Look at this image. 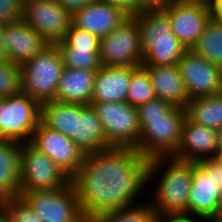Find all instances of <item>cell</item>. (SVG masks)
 Segmentation results:
<instances>
[{"label": "cell", "instance_id": "cell-17", "mask_svg": "<svg viewBox=\"0 0 222 222\" xmlns=\"http://www.w3.org/2000/svg\"><path fill=\"white\" fill-rule=\"evenodd\" d=\"M171 157L195 163L217 157L216 130L193 123L186 117L179 147Z\"/></svg>", "mask_w": 222, "mask_h": 222}, {"label": "cell", "instance_id": "cell-47", "mask_svg": "<svg viewBox=\"0 0 222 222\" xmlns=\"http://www.w3.org/2000/svg\"><path fill=\"white\" fill-rule=\"evenodd\" d=\"M188 1H206V0H188Z\"/></svg>", "mask_w": 222, "mask_h": 222}, {"label": "cell", "instance_id": "cell-38", "mask_svg": "<svg viewBox=\"0 0 222 222\" xmlns=\"http://www.w3.org/2000/svg\"><path fill=\"white\" fill-rule=\"evenodd\" d=\"M154 222H204V219L189 216H156Z\"/></svg>", "mask_w": 222, "mask_h": 222}, {"label": "cell", "instance_id": "cell-36", "mask_svg": "<svg viewBox=\"0 0 222 222\" xmlns=\"http://www.w3.org/2000/svg\"><path fill=\"white\" fill-rule=\"evenodd\" d=\"M65 10L72 14L92 3L94 0H56Z\"/></svg>", "mask_w": 222, "mask_h": 222}, {"label": "cell", "instance_id": "cell-35", "mask_svg": "<svg viewBox=\"0 0 222 222\" xmlns=\"http://www.w3.org/2000/svg\"><path fill=\"white\" fill-rule=\"evenodd\" d=\"M172 0H133V15L144 10L163 9Z\"/></svg>", "mask_w": 222, "mask_h": 222}, {"label": "cell", "instance_id": "cell-42", "mask_svg": "<svg viewBox=\"0 0 222 222\" xmlns=\"http://www.w3.org/2000/svg\"><path fill=\"white\" fill-rule=\"evenodd\" d=\"M220 197H219V205H218V219H222V186L219 188Z\"/></svg>", "mask_w": 222, "mask_h": 222}, {"label": "cell", "instance_id": "cell-29", "mask_svg": "<svg viewBox=\"0 0 222 222\" xmlns=\"http://www.w3.org/2000/svg\"><path fill=\"white\" fill-rule=\"evenodd\" d=\"M64 67L71 69H87L97 71L101 66L100 52L88 50H73L72 48H59Z\"/></svg>", "mask_w": 222, "mask_h": 222}, {"label": "cell", "instance_id": "cell-9", "mask_svg": "<svg viewBox=\"0 0 222 222\" xmlns=\"http://www.w3.org/2000/svg\"><path fill=\"white\" fill-rule=\"evenodd\" d=\"M103 66H140L143 60L138 20L130 15L112 32L100 39Z\"/></svg>", "mask_w": 222, "mask_h": 222}, {"label": "cell", "instance_id": "cell-20", "mask_svg": "<svg viewBox=\"0 0 222 222\" xmlns=\"http://www.w3.org/2000/svg\"><path fill=\"white\" fill-rule=\"evenodd\" d=\"M148 70L156 98L185 108L190 100L177 65L144 66Z\"/></svg>", "mask_w": 222, "mask_h": 222}, {"label": "cell", "instance_id": "cell-18", "mask_svg": "<svg viewBox=\"0 0 222 222\" xmlns=\"http://www.w3.org/2000/svg\"><path fill=\"white\" fill-rule=\"evenodd\" d=\"M220 191L216 183L197 163L193 162L192 183L188 194V216L218 219Z\"/></svg>", "mask_w": 222, "mask_h": 222}, {"label": "cell", "instance_id": "cell-2", "mask_svg": "<svg viewBox=\"0 0 222 222\" xmlns=\"http://www.w3.org/2000/svg\"><path fill=\"white\" fill-rule=\"evenodd\" d=\"M140 136L138 151L149 159L171 157L181 140L185 108L155 98L137 107Z\"/></svg>", "mask_w": 222, "mask_h": 222}, {"label": "cell", "instance_id": "cell-14", "mask_svg": "<svg viewBox=\"0 0 222 222\" xmlns=\"http://www.w3.org/2000/svg\"><path fill=\"white\" fill-rule=\"evenodd\" d=\"M190 99L222 93V69L187 50L177 64Z\"/></svg>", "mask_w": 222, "mask_h": 222}, {"label": "cell", "instance_id": "cell-5", "mask_svg": "<svg viewBox=\"0 0 222 222\" xmlns=\"http://www.w3.org/2000/svg\"><path fill=\"white\" fill-rule=\"evenodd\" d=\"M19 67L20 91L37 99L40 103L55 100L64 68L62 53L57 44H49Z\"/></svg>", "mask_w": 222, "mask_h": 222}, {"label": "cell", "instance_id": "cell-8", "mask_svg": "<svg viewBox=\"0 0 222 222\" xmlns=\"http://www.w3.org/2000/svg\"><path fill=\"white\" fill-rule=\"evenodd\" d=\"M43 222H83L80 203L71 180L61 189L20 192Z\"/></svg>", "mask_w": 222, "mask_h": 222}, {"label": "cell", "instance_id": "cell-31", "mask_svg": "<svg viewBox=\"0 0 222 222\" xmlns=\"http://www.w3.org/2000/svg\"><path fill=\"white\" fill-rule=\"evenodd\" d=\"M0 205L5 210L9 222H43L22 196L1 200Z\"/></svg>", "mask_w": 222, "mask_h": 222}, {"label": "cell", "instance_id": "cell-10", "mask_svg": "<svg viewBox=\"0 0 222 222\" xmlns=\"http://www.w3.org/2000/svg\"><path fill=\"white\" fill-rule=\"evenodd\" d=\"M70 179L45 153L30 142L22 143L20 192L63 188Z\"/></svg>", "mask_w": 222, "mask_h": 222}, {"label": "cell", "instance_id": "cell-21", "mask_svg": "<svg viewBox=\"0 0 222 222\" xmlns=\"http://www.w3.org/2000/svg\"><path fill=\"white\" fill-rule=\"evenodd\" d=\"M97 71L64 67L59 79L55 100L90 105Z\"/></svg>", "mask_w": 222, "mask_h": 222}, {"label": "cell", "instance_id": "cell-37", "mask_svg": "<svg viewBox=\"0 0 222 222\" xmlns=\"http://www.w3.org/2000/svg\"><path fill=\"white\" fill-rule=\"evenodd\" d=\"M210 18L222 22V0H206Z\"/></svg>", "mask_w": 222, "mask_h": 222}, {"label": "cell", "instance_id": "cell-25", "mask_svg": "<svg viewBox=\"0 0 222 222\" xmlns=\"http://www.w3.org/2000/svg\"><path fill=\"white\" fill-rule=\"evenodd\" d=\"M185 111L191 122L216 130L222 127V93L190 99Z\"/></svg>", "mask_w": 222, "mask_h": 222}, {"label": "cell", "instance_id": "cell-30", "mask_svg": "<svg viewBox=\"0 0 222 222\" xmlns=\"http://www.w3.org/2000/svg\"><path fill=\"white\" fill-rule=\"evenodd\" d=\"M59 48H72L73 50H88L89 52H100V38L73 25L61 42L57 43Z\"/></svg>", "mask_w": 222, "mask_h": 222}, {"label": "cell", "instance_id": "cell-28", "mask_svg": "<svg viewBox=\"0 0 222 222\" xmlns=\"http://www.w3.org/2000/svg\"><path fill=\"white\" fill-rule=\"evenodd\" d=\"M155 98L148 70L143 65L131 66V79L126 102L138 107Z\"/></svg>", "mask_w": 222, "mask_h": 222}, {"label": "cell", "instance_id": "cell-3", "mask_svg": "<svg viewBox=\"0 0 222 222\" xmlns=\"http://www.w3.org/2000/svg\"><path fill=\"white\" fill-rule=\"evenodd\" d=\"M160 169L162 172L159 173ZM157 174L159 176H156ZM192 174L193 162L181 161L172 157L150 159L147 186H150L151 181L152 185L155 177L159 179L156 178L158 184H156L157 187L154 186L155 192L153 198L149 199V203L158 216H188V194Z\"/></svg>", "mask_w": 222, "mask_h": 222}, {"label": "cell", "instance_id": "cell-46", "mask_svg": "<svg viewBox=\"0 0 222 222\" xmlns=\"http://www.w3.org/2000/svg\"><path fill=\"white\" fill-rule=\"evenodd\" d=\"M83 222H92L91 220L85 219Z\"/></svg>", "mask_w": 222, "mask_h": 222}, {"label": "cell", "instance_id": "cell-11", "mask_svg": "<svg viewBox=\"0 0 222 222\" xmlns=\"http://www.w3.org/2000/svg\"><path fill=\"white\" fill-rule=\"evenodd\" d=\"M49 43L61 42L70 31L72 13L56 0H30L23 3L22 18Z\"/></svg>", "mask_w": 222, "mask_h": 222}, {"label": "cell", "instance_id": "cell-27", "mask_svg": "<svg viewBox=\"0 0 222 222\" xmlns=\"http://www.w3.org/2000/svg\"><path fill=\"white\" fill-rule=\"evenodd\" d=\"M98 215L92 222H154L157 214L147 201Z\"/></svg>", "mask_w": 222, "mask_h": 222}, {"label": "cell", "instance_id": "cell-33", "mask_svg": "<svg viewBox=\"0 0 222 222\" xmlns=\"http://www.w3.org/2000/svg\"><path fill=\"white\" fill-rule=\"evenodd\" d=\"M22 0H0V23L6 24L22 18Z\"/></svg>", "mask_w": 222, "mask_h": 222}, {"label": "cell", "instance_id": "cell-26", "mask_svg": "<svg viewBox=\"0 0 222 222\" xmlns=\"http://www.w3.org/2000/svg\"><path fill=\"white\" fill-rule=\"evenodd\" d=\"M191 50L222 69V22L210 19Z\"/></svg>", "mask_w": 222, "mask_h": 222}, {"label": "cell", "instance_id": "cell-13", "mask_svg": "<svg viewBox=\"0 0 222 222\" xmlns=\"http://www.w3.org/2000/svg\"><path fill=\"white\" fill-rule=\"evenodd\" d=\"M163 10L170 18L173 34L191 50L210 21L206 1L172 0Z\"/></svg>", "mask_w": 222, "mask_h": 222}, {"label": "cell", "instance_id": "cell-24", "mask_svg": "<svg viewBox=\"0 0 222 222\" xmlns=\"http://www.w3.org/2000/svg\"><path fill=\"white\" fill-rule=\"evenodd\" d=\"M85 105L57 100L41 103L40 122L47 128L70 137L75 134L76 115Z\"/></svg>", "mask_w": 222, "mask_h": 222}, {"label": "cell", "instance_id": "cell-23", "mask_svg": "<svg viewBox=\"0 0 222 222\" xmlns=\"http://www.w3.org/2000/svg\"><path fill=\"white\" fill-rule=\"evenodd\" d=\"M70 138L85 154L105 149V131L92 105H85L77 113L75 134Z\"/></svg>", "mask_w": 222, "mask_h": 222}, {"label": "cell", "instance_id": "cell-41", "mask_svg": "<svg viewBox=\"0 0 222 222\" xmlns=\"http://www.w3.org/2000/svg\"><path fill=\"white\" fill-rule=\"evenodd\" d=\"M217 157L222 153V127L216 129Z\"/></svg>", "mask_w": 222, "mask_h": 222}, {"label": "cell", "instance_id": "cell-44", "mask_svg": "<svg viewBox=\"0 0 222 222\" xmlns=\"http://www.w3.org/2000/svg\"><path fill=\"white\" fill-rule=\"evenodd\" d=\"M204 222H222V219H205Z\"/></svg>", "mask_w": 222, "mask_h": 222}, {"label": "cell", "instance_id": "cell-7", "mask_svg": "<svg viewBox=\"0 0 222 222\" xmlns=\"http://www.w3.org/2000/svg\"><path fill=\"white\" fill-rule=\"evenodd\" d=\"M105 131V148L130 147L138 150L140 123L137 107L128 102L90 103Z\"/></svg>", "mask_w": 222, "mask_h": 222}, {"label": "cell", "instance_id": "cell-15", "mask_svg": "<svg viewBox=\"0 0 222 222\" xmlns=\"http://www.w3.org/2000/svg\"><path fill=\"white\" fill-rule=\"evenodd\" d=\"M129 16L118 6L102 0H94L72 14V24L77 29L85 30L102 39Z\"/></svg>", "mask_w": 222, "mask_h": 222}, {"label": "cell", "instance_id": "cell-32", "mask_svg": "<svg viewBox=\"0 0 222 222\" xmlns=\"http://www.w3.org/2000/svg\"><path fill=\"white\" fill-rule=\"evenodd\" d=\"M20 67L6 59L0 60V98L20 91Z\"/></svg>", "mask_w": 222, "mask_h": 222}, {"label": "cell", "instance_id": "cell-40", "mask_svg": "<svg viewBox=\"0 0 222 222\" xmlns=\"http://www.w3.org/2000/svg\"><path fill=\"white\" fill-rule=\"evenodd\" d=\"M4 27L5 24L0 23V60L6 59Z\"/></svg>", "mask_w": 222, "mask_h": 222}, {"label": "cell", "instance_id": "cell-1", "mask_svg": "<svg viewBox=\"0 0 222 222\" xmlns=\"http://www.w3.org/2000/svg\"><path fill=\"white\" fill-rule=\"evenodd\" d=\"M150 159L130 147H108L85 155L71 179L83 216L88 220L136 205L146 190Z\"/></svg>", "mask_w": 222, "mask_h": 222}, {"label": "cell", "instance_id": "cell-4", "mask_svg": "<svg viewBox=\"0 0 222 222\" xmlns=\"http://www.w3.org/2000/svg\"><path fill=\"white\" fill-rule=\"evenodd\" d=\"M134 16L140 29L141 65H177L187 49L173 34L168 14L163 9H155L144 10Z\"/></svg>", "mask_w": 222, "mask_h": 222}, {"label": "cell", "instance_id": "cell-12", "mask_svg": "<svg viewBox=\"0 0 222 222\" xmlns=\"http://www.w3.org/2000/svg\"><path fill=\"white\" fill-rule=\"evenodd\" d=\"M30 143L51 158L70 180L79 171L86 155L70 137L47 128L41 122Z\"/></svg>", "mask_w": 222, "mask_h": 222}, {"label": "cell", "instance_id": "cell-22", "mask_svg": "<svg viewBox=\"0 0 222 222\" xmlns=\"http://www.w3.org/2000/svg\"><path fill=\"white\" fill-rule=\"evenodd\" d=\"M22 143L0 139V201L20 196Z\"/></svg>", "mask_w": 222, "mask_h": 222}, {"label": "cell", "instance_id": "cell-45", "mask_svg": "<svg viewBox=\"0 0 222 222\" xmlns=\"http://www.w3.org/2000/svg\"><path fill=\"white\" fill-rule=\"evenodd\" d=\"M218 158L222 161V153L218 156Z\"/></svg>", "mask_w": 222, "mask_h": 222}, {"label": "cell", "instance_id": "cell-6", "mask_svg": "<svg viewBox=\"0 0 222 222\" xmlns=\"http://www.w3.org/2000/svg\"><path fill=\"white\" fill-rule=\"evenodd\" d=\"M40 117L41 103L22 91L0 98V139L30 142Z\"/></svg>", "mask_w": 222, "mask_h": 222}, {"label": "cell", "instance_id": "cell-34", "mask_svg": "<svg viewBox=\"0 0 222 222\" xmlns=\"http://www.w3.org/2000/svg\"><path fill=\"white\" fill-rule=\"evenodd\" d=\"M197 164L208 174L218 188L222 186V161L218 157L198 161Z\"/></svg>", "mask_w": 222, "mask_h": 222}, {"label": "cell", "instance_id": "cell-16", "mask_svg": "<svg viewBox=\"0 0 222 222\" xmlns=\"http://www.w3.org/2000/svg\"><path fill=\"white\" fill-rule=\"evenodd\" d=\"M6 60L20 66L40 53L49 43L22 19L8 22L4 27Z\"/></svg>", "mask_w": 222, "mask_h": 222}, {"label": "cell", "instance_id": "cell-39", "mask_svg": "<svg viewBox=\"0 0 222 222\" xmlns=\"http://www.w3.org/2000/svg\"><path fill=\"white\" fill-rule=\"evenodd\" d=\"M122 8L129 15H133V0H102Z\"/></svg>", "mask_w": 222, "mask_h": 222}, {"label": "cell", "instance_id": "cell-19", "mask_svg": "<svg viewBox=\"0 0 222 222\" xmlns=\"http://www.w3.org/2000/svg\"><path fill=\"white\" fill-rule=\"evenodd\" d=\"M130 79L131 67L102 65L95 74L91 103L126 101Z\"/></svg>", "mask_w": 222, "mask_h": 222}, {"label": "cell", "instance_id": "cell-43", "mask_svg": "<svg viewBox=\"0 0 222 222\" xmlns=\"http://www.w3.org/2000/svg\"><path fill=\"white\" fill-rule=\"evenodd\" d=\"M0 222H9L8 216L1 205H0Z\"/></svg>", "mask_w": 222, "mask_h": 222}]
</instances>
